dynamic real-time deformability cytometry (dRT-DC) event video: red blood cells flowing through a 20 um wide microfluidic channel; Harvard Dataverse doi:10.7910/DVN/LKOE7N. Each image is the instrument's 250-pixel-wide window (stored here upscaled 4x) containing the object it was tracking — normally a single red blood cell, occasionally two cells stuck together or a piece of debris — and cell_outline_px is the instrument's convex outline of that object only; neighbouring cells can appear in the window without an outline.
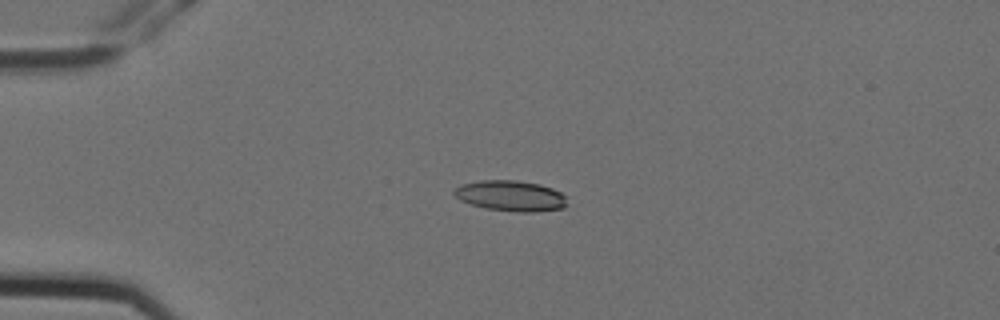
{"species": "Egyptian fruit bat (a non-hibernating species)", "species_latin": "Rousettus aegyptiacus", "temperature_condition": "cold", "stored_images_in_passage": 5, "camera_frame_rate_fps": 3000, "um_per_image_px": 0.085, "animal": {"sex": "female"}, "frame": {"image": 1, "passage_image": 4, "time_ms": 1.0, "image_size_px": [1000, 320], "cell_outline_px": [[568, 204], [564, 208], [536, 212], [520, 212], [488, 208], [472, 204], [460, 200], [452, 192], [460, 184], [480, 180], [516, 180], [540, 184], [552, 188], [560, 192], [564, 196]], "centroid_in_image_um": [43.43, 16.64], "position_along_channel_um": 41.6, "area_um2": 20.11}}